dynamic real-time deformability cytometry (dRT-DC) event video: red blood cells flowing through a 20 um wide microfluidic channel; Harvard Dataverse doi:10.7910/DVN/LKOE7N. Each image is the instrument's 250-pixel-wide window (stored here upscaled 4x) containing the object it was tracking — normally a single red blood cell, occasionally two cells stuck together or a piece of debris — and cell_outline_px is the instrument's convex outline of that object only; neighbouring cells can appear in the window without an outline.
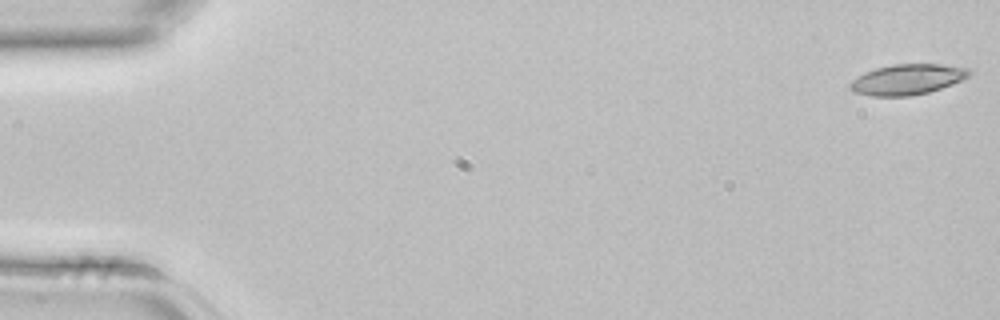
{"species": "common noctule bat (a hibernating species)", "species_latin": "Nyctalus noctula", "temperature_condition": "room temperature", "stored_images_in_passage": 3, "camera_frame_rate_fps": 3000, "um_per_image_px": 0.085, "animal": {"sex": "female", "body_mass_g": 22.7, "forearm_length_mm": 54.2}, "frame": {"image": 1, "passage_image": 1, "time_ms": 0.0, "image_size_px": [1000, 320], "cell_outline_px": [[972, 72], [968, 76], [960, 80], [940, 88], [928, 92], [908, 96], [868, 96], [852, 92], [848, 88], [848, 84], [852, 80], [864, 72], [876, 68], [892, 64], [940, 64], [968, 68]], "centroid_in_image_um": [77.05, 6.75], "position_along_channel_um": 8.0, "area_um2": 21.15}}